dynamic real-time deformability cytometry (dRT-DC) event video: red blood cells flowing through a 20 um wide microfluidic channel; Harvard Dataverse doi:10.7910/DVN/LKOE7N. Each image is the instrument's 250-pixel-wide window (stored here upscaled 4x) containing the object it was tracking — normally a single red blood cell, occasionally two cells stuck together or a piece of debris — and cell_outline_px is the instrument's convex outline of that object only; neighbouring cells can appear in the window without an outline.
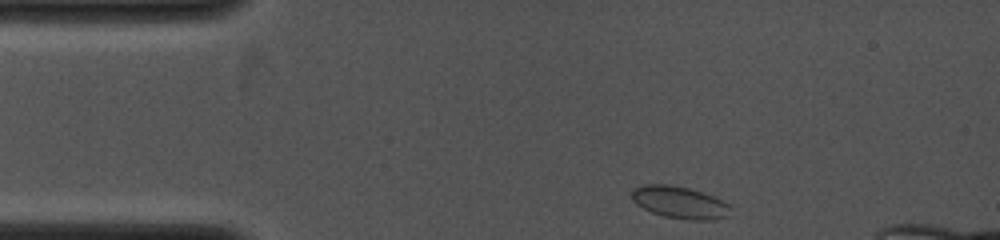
{"species": "common noctule bat (a hibernating species)", "species_latin": "Nyctalus noctula", "temperature_condition": "cold", "stored_images_in_passage": 43, "camera_frame_rate_fps": 4000, "um_per_image_px": 0.085, "animal": {"sex": "female", "body_mass_g": 19.0, "forearm_length_mm": 53.3}, "frame": {"image": 1, "passage_image": 1, "time_ms": 0.0, "image_size_px": [1000, 240], "cell_outline_px": [[732, 216], [712, 220], [688, 220], [664, 216], [652, 212], [636, 204], [632, 200], [632, 188], [640, 184], [668, 184], [688, 188], [712, 196], [728, 204], [732, 208]], "centroid_in_image_um": [57.78, 17.21], "position_along_channel_um": 27.2, "area_um2": 18.67}}
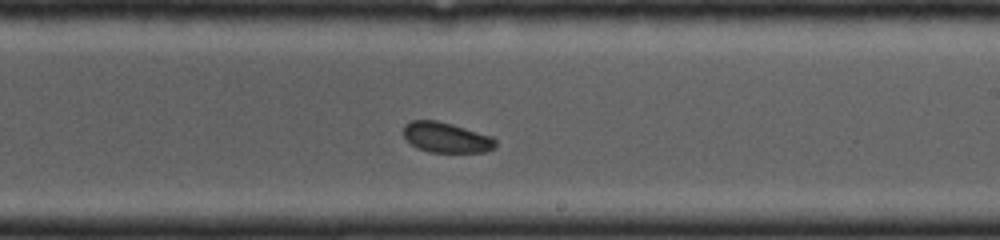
{"frame": {"image": 2, "passage_image": 25, "time_ms": 6.0, "image_size_px": [1000, 240], "cell_outline_px": [[496, 148], [484, 152], [428, 152], [416, 148], [404, 136], [404, 124], [412, 120], [436, 120], [452, 124], [492, 136], [496, 140]], "centroid_in_image_um": [37.94, 11.69], "position_along_channel_um": 251.1, "area_um2": 16.3}}
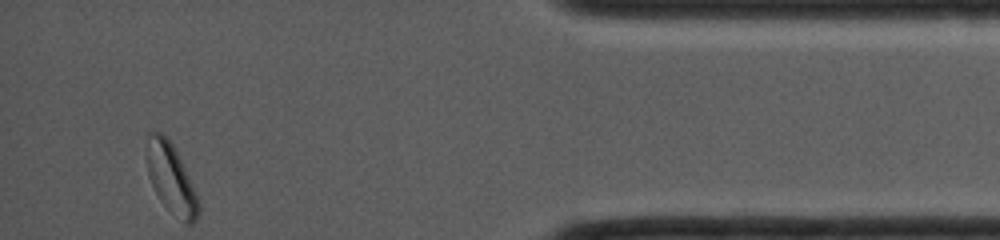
{"frame": {"image": 3, "passage_image": 43, "time_ms": 10.5, "image_size_px": [1000, 240], "cell_outline_px": [[200, 212], [196, 220], [192, 224], [184, 224], [160, 200], [148, 176], [144, 156], [144, 152], [148, 132], [160, 132], [172, 144], [200, 200]], "centroid_in_image_um": [14.51, 15.18], "position_along_channel_um": 420.7, "area_um2": 21.15}}